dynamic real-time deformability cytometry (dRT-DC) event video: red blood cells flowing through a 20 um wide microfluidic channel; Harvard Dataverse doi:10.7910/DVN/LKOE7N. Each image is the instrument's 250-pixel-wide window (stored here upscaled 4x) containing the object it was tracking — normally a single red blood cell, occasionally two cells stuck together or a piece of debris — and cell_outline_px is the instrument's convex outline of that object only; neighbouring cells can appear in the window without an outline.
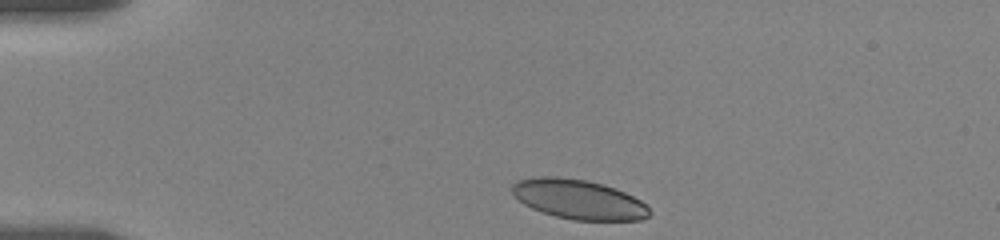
{"species": "human", "species_latin": "Homo sapiens", "temperature_condition": "room temperature", "stored_images_in_passage": 39, "camera_frame_rate_fps": 3000, "um_per_image_px": 0.085, "donor": {"sex": "female"}, "frame": {"image": 1, "passage_image": 1, "time_ms": 0.0, "image_size_px": [1000, 240], "cell_outline_px": [[652, 212], [648, 216], [640, 220], [572, 220], [556, 216], [532, 208], [524, 204], [512, 192], [512, 184], [516, 180], [536, 176], [556, 176], [588, 180], [604, 184], [616, 188], [648, 204]], "centroid_in_image_um": [49.2, 16.93], "position_along_channel_um": 35.8, "area_um2": 31.85}}
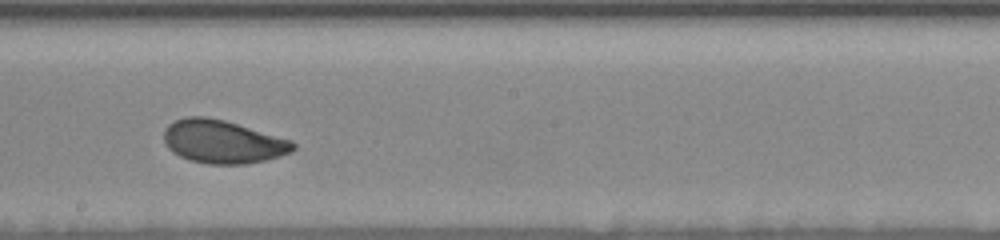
{"frame": {"image": 2, "passage_image": 21, "time_ms": 7.0, "image_size_px": [1000, 240], "cell_outline_px": [[296, 148], [292, 152], [280, 156], [248, 164], [208, 164], [188, 160], [172, 152], [168, 148], [164, 140], [164, 128], [168, 124], [184, 116], [204, 116], [224, 120], [292, 140], [296, 144]], "centroid_in_image_um": [18.93, 12.05], "position_along_channel_um": 229.3, "area_um2": 32.71}}
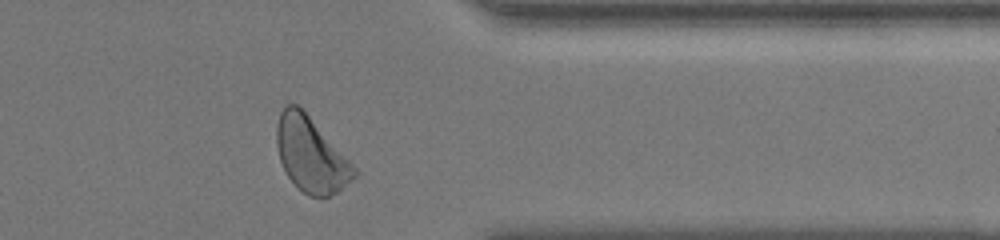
{"frame": {"image": 3, "passage_image": 37, "time_ms": 11.667, "image_size_px": [1000, 240], "cell_outline_px": [[356, 176], [336, 192], [328, 196], [308, 196], [288, 176], [280, 160], [276, 144], [276, 128], [280, 112], [288, 104], [296, 104], [308, 116], [356, 168]], "centroid_in_image_um": [26.4, 13.15], "position_along_channel_um": 385.0, "area_um2": 32.6}, "authors_computed_cell_mechanics": {"area_um2": 32.079, "velocity_mm_per_s": 3.4808, "shape_relaxation_time_tau1_ms": 3.3233, "shape_relaxation_time_tau2_ms": 2.1267, "deformation_change_tau1": 0.0863, "deformation_change_tau2": 0.0621}}